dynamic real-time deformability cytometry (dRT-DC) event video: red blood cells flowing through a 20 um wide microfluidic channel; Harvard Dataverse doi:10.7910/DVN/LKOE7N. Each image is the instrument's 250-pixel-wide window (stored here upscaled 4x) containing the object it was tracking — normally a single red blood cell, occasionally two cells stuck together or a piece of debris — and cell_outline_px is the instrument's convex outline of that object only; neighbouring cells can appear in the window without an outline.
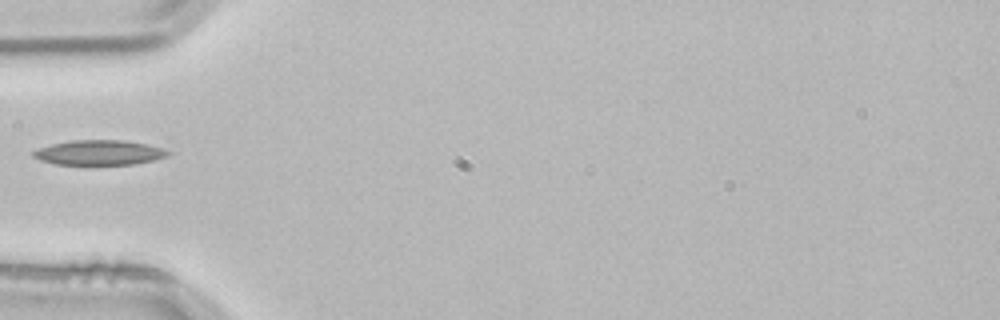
{"species": "common noctule bat (a hibernating species)", "species_latin": "Nyctalus noctula", "temperature_condition": "room temperature", "stored_images_in_passage": 5, "camera_frame_rate_fps": 3000, "um_per_image_px": 0.085, "animal": {"sex": "male", "body_mass_g": 21.5, "forearm_length_mm": 52.0}, "frame": {"image": 1, "passage_image": 5, "time_ms": 1.333, "image_size_px": [1000, 320], "cell_outline_px": [[172, 152], [168, 156], [136, 164], [56, 164], [40, 160], [32, 156], [32, 152], [40, 148], [52, 144], [72, 140], [124, 140], [144, 144], [160, 148]], "centroid_in_image_um": [8.42, 12.97], "position_along_channel_um": 76.6, "area_um2": 19.25}}